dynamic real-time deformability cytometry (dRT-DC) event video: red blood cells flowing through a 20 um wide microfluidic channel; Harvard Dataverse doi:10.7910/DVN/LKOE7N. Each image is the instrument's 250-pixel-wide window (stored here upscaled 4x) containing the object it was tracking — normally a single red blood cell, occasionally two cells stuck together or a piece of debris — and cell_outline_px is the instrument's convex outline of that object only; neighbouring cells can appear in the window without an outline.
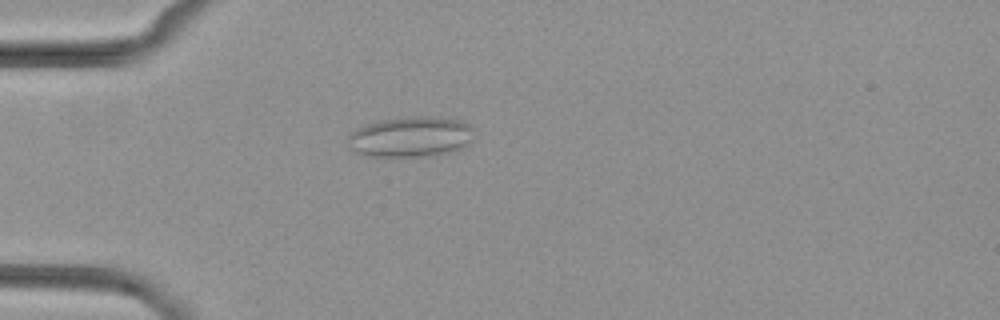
{"species": "common noctule bat (a hibernating species)", "species_latin": "Nyctalus noctula", "temperature_condition": "cold", "stored_images_in_passage": 44, "camera_frame_rate_fps": 3000, "um_per_image_px": 0.085, "animal": {"sex": "female", "body_mass_g": 29.2, "forearm_length_mm": 56.3}, "frame": {"image": 1, "passage_image": 6, "time_ms": 1.667, "image_size_px": [1000, 320], "cell_outline_px": [[472, 140], [468, 144], [460, 148], [448, 152], [428, 156], [368, 156], [352, 152], [348, 144], [348, 136], [356, 128], [364, 124], [380, 120], [408, 116], [432, 116], [460, 120], [468, 124], [472, 128]], "centroid_in_image_um": [34.86, 11.62], "position_along_channel_um": 50.1, "area_um2": 29.94}}
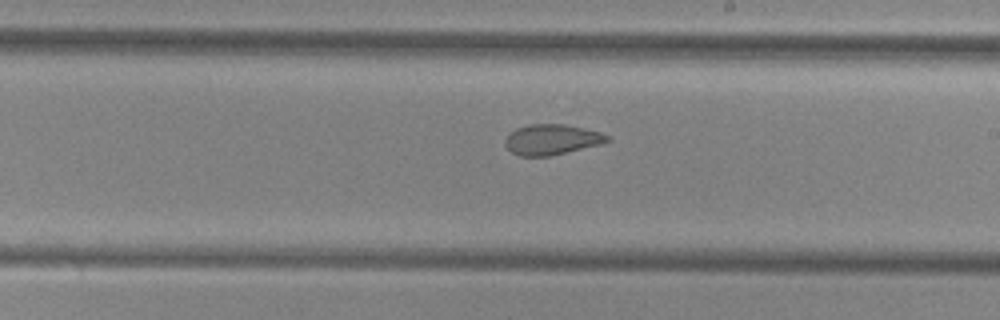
{"frame": {"image": 2, "passage_image": 22, "time_ms": 7.0, "image_size_px": [1000, 320], "cell_outline_px": [[612, 140], [600, 144], [552, 156], [520, 156], [512, 152], [504, 144], [504, 140], [516, 128], [528, 124], [564, 124], [584, 128], [600, 132], [612, 136]], "centroid_in_image_um": [46.93, 11.86], "position_along_channel_um": 242.1, "area_um2": 18.21}}
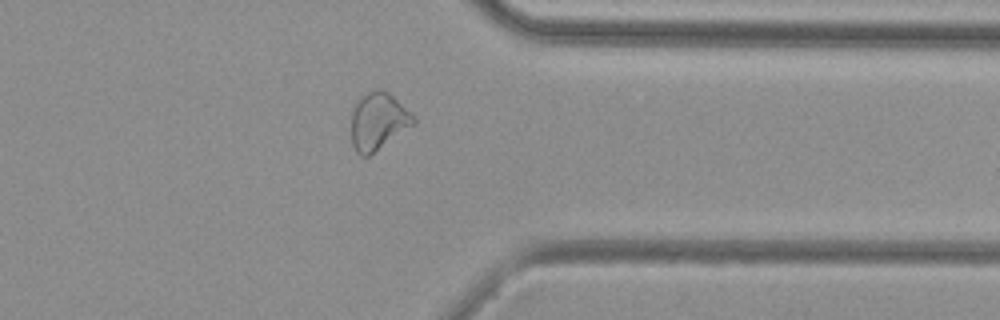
{"frame": {"image": 3, "passage_image": 33, "time_ms": 10.667, "image_size_px": [1000, 320], "cell_outline_px": [[416, 124], [368, 156], [360, 156], [356, 152], [352, 144], [352, 112], [360, 96], [376, 88], [388, 92], [416, 116]], "centroid_in_image_um": [32.17, 10.31], "position_along_channel_um": 379.2, "area_um2": 20.81}}